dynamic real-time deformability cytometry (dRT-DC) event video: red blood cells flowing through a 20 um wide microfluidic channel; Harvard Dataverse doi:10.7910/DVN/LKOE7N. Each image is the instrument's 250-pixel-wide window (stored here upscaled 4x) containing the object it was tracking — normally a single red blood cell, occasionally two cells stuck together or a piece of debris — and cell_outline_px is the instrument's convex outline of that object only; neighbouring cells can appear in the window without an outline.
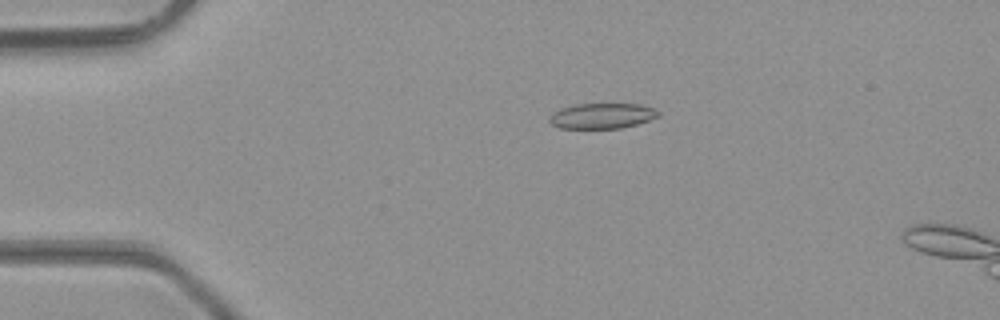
{"species": "common noctule bat (a hibernating species)", "species_latin": "Nyctalus noctula", "temperature_condition": "room temperature", "stored_images_in_passage": 41, "camera_frame_rate_fps": 3000, "um_per_image_px": 0.085, "animal": {"sex": "male", "body_mass_g": 23.1, "forearm_length_mm": 52.7}, "frame": {"image": 1, "passage_image": 4, "time_ms": 1.0, "image_size_px": [1000, 320], "cell_outline_px": [[660, 116], [636, 124], [620, 128], [560, 128], [552, 124], [548, 120], [560, 108], [576, 104], [640, 104], [652, 108], [660, 112]], "centroid_in_image_um": [51.19, 9.84], "position_along_channel_um": 33.8, "area_um2": 15.9}}
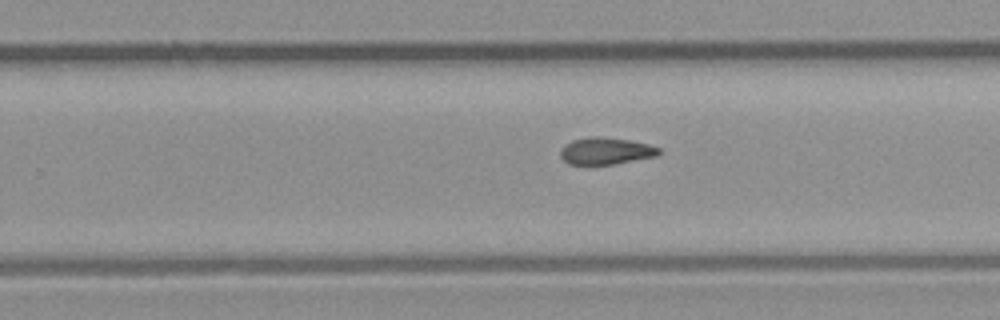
{"frame": {"image": 2, "passage_image": 24, "time_ms": 7.667, "image_size_px": [1000, 320], "cell_outline_px": [[660, 152], [656, 156], [612, 164], [568, 164], [560, 156], [560, 152], [564, 144], [572, 140], [588, 136], [596, 136], [628, 140], [648, 144], [660, 148]], "centroid_in_image_um": [51.46, 12.82], "position_along_channel_um": 278.3, "area_um2": 15.32}}
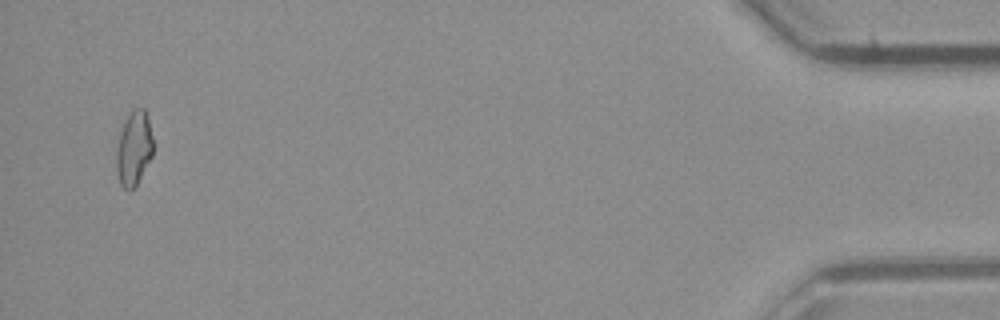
{"frame": {"image": 3, "passage_image": 40, "time_ms": 13.0, "image_size_px": [1000, 320], "cell_outline_px": [[152, 156], [136, 184], [132, 188], [124, 188], [120, 184], [116, 168], [116, 152], [120, 132], [128, 116], [136, 108], [144, 108], [148, 120], [152, 140]], "centroid_in_image_um": [11.36, 12.62], "position_along_channel_um": 423.8, "area_um2": 15.32}}